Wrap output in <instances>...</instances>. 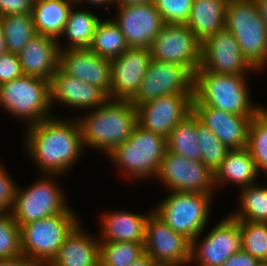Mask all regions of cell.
Listing matches in <instances>:
<instances>
[{
  "instance_id": "obj_23",
  "label": "cell",
  "mask_w": 267,
  "mask_h": 266,
  "mask_svg": "<svg viewBox=\"0 0 267 266\" xmlns=\"http://www.w3.org/2000/svg\"><path fill=\"white\" fill-rule=\"evenodd\" d=\"M92 236L79 222L47 266H100V239Z\"/></svg>"
},
{
  "instance_id": "obj_14",
  "label": "cell",
  "mask_w": 267,
  "mask_h": 266,
  "mask_svg": "<svg viewBox=\"0 0 267 266\" xmlns=\"http://www.w3.org/2000/svg\"><path fill=\"white\" fill-rule=\"evenodd\" d=\"M137 123L167 138L173 128L193 112V94H167L136 106Z\"/></svg>"
},
{
  "instance_id": "obj_41",
  "label": "cell",
  "mask_w": 267,
  "mask_h": 266,
  "mask_svg": "<svg viewBox=\"0 0 267 266\" xmlns=\"http://www.w3.org/2000/svg\"><path fill=\"white\" fill-rule=\"evenodd\" d=\"M33 0H0V17L31 13Z\"/></svg>"
},
{
  "instance_id": "obj_25",
  "label": "cell",
  "mask_w": 267,
  "mask_h": 266,
  "mask_svg": "<svg viewBox=\"0 0 267 266\" xmlns=\"http://www.w3.org/2000/svg\"><path fill=\"white\" fill-rule=\"evenodd\" d=\"M258 175L260 174L255 161L247 148L231 149L214 173L215 188L233 182L241 190V188L255 184L256 178H259Z\"/></svg>"
},
{
  "instance_id": "obj_40",
  "label": "cell",
  "mask_w": 267,
  "mask_h": 266,
  "mask_svg": "<svg viewBox=\"0 0 267 266\" xmlns=\"http://www.w3.org/2000/svg\"><path fill=\"white\" fill-rule=\"evenodd\" d=\"M23 75L17 53L6 52L0 56V85Z\"/></svg>"
},
{
  "instance_id": "obj_44",
  "label": "cell",
  "mask_w": 267,
  "mask_h": 266,
  "mask_svg": "<svg viewBox=\"0 0 267 266\" xmlns=\"http://www.w3.org/2000/svg\"><path fill=\"white\" fill-rule=\"evenodd\" d=\"M74 2L76 5H78V7L81 4H84V2L92 4V6L95 5V6L102 7V5L103 6L105 5L104 7H106V10H107V9H110L111 5L114 6L115 0H74Z\"/></svg>"
},
{
  "instance_id": "obj_43",
  "label": "cell",
  "mask_w": 267,
  "mask_h": 266,
  "mask_svg": "<svg viewBox=\"0 0 267 266\" xmlns=\"http://www.w3.org/2000/svg\"><path fill=\"white\" fill-rule=\"evenodd\" d=\"M0 266H39L35 261L21 254L17 257L0 259Z\"/></svg>"
},
{
  "instance_id": "obj_11",
  "label": "cell",
  "mask_w": 267,
  "mask_h": 266,
  "mask_svg": "<svg viewBox=\"0 0 267 266\" xmlns=\"http://www.w3.org/2000/svg\"><path fill=\"white\" fill-rule=\"evenodd\" d=\"M149 50L153 60L181 64L193 75L200 66L201 42L186 24L165 23Z\"/></svg>"
},
{
  "instance_id": "obj_18",
  "label": "cell",
  "mask_w": 267,
  "mask_h": 266,
  "mask_svg": "<svg viewBox=\"0 0 267 266\" xmlns=\"http://www.w3.org/2000/svg\"><path fill=\"white\" fill-rule=\"evenodd\" d=\"M152 60L147 48H128L112 59L110 99L132 100Z\"/></svg>"
},
{
  "instance_id": "obj_5",
  "label": "cell",
  "mask_w": 267,
  "mask_h": 266,
  "mask_svg": "<svg viewBox=\"0 0 267 266\" xmlns=\"http://www.w3.org/2000/svg\"><path fill=\"white\" fill-rule=\"evenodd\" d=\"M225 28L235 37L243 57L258 71L267 67V27L255 0H228Z\"/></svg>"
},
{
  "instance_id": "obj_26",
  "label": "cell",
  "mask_w": 267,
  "mask_h": 266,
  "mask_svg": "<svg viewBox=\"0 0 267 266\" xmlns=\"http://www.w3.org/2000/svg\"><path fill=\"white\" fill-rule=\"evenodd\" d=\"M228 0H193L186 25L202 43L225 28Z\"/></svg>"
},
{
  "instance_id": "obj_30",
  "label": "cell",
  "mask_w": 267,
  "mask_h": 266,
  "mask_svg": "<svg viewBox=\"0 0 267 266\" xmlns=\"http://www.w3.org/2000/svg\"><path fill=\"white\" fill-rule=\"evenodd\" d=\"M241 189L240 207L230 215L236 220L267 223V186L255 183Z\"/></svg>"
},
{
  "instance_id": "obj_34",
  "label": "cell",
  "mask_w": 267,
  "mask_h": 266,
  "mask_svg": "<svg viewBox=\"0 0 267 266\" xmlns=\"http://www.w3.org/2000/svg\"><path fill=\"white\" fill-rule=\"evenodd\" d=\"M144 253V243L100 242V266H128Z\"/></svg>"
},
{
  "instance_id": "obj_13",
  "label": "cell",
  "mask_w": 267,
  "mask_h": 266,
  "mask_svg": "<svg viewBox=\"0 0 267 266\" xmlns=\"http://www.w3.org/2000/svg\"><path fill=\"white\" fill-rule=\"evenodd\" d=\"M194 75L183 65L152 60L136 96L134 106L167 94H193Z\"/></svg>"
},
{
  "instance_id": "obj_33",
  "label": "cell",
  "mask_w": 267,
  "mask_h": 266,
  "mask_svg": "<svg viewBox=\"0 0 267 266\" xmlns=\"http://www.w3.org/2000/svg\"><path fill=\"white\" fill-rule=\"evenodd\" d=\"M247 149L256 167L267 177V108L264 107L249 125Z\"/></svg>"
},
{
  "instance_id": "obj_42",
  "label": "cell",
  "mask_w": 267,
  "mask_h": 266,
  "mask_svg": "<svg viewBox=\"0 0 267 266\" xmlns=\"http://www.w3.org/2000/svg\"><path fill=\"white\" fill-rule=\"evenodd\" d=\"M262 264L259 259L241 249L231 255L221 266H261Z\"/></svg>"
},
{
  "instance_id": "obj_15",
  "label": "cell",
  "mask_w": 267,
  "mask_h": 266,
  "mask_svg": "<svg viewBox=\"0 0 267 266\" xmlns=\"http://www.w3.org/2000/svg\"><path fill=\"white\" fill-rule=\"evenodd\" d=\"M255 70L243 57L234 35L226 28L201 43V60L197 71L216 74L247 75Z\"/></svg>"
},
{
  "instance_id": "obj_27",
  "label": "cell",
  "mask_w": 267,
  "mask_h": 266,
  "mask_svg": "<svg viewBox=\"0 0 267 266\" xmlns=\"http://www.w3.org/2000/svg\"><path fill=\"white\" fill-rule=\"evenodd\" d=\"M74 4V0L33 1L31 15L37 34L53 37L59 42Z\"/></svg>"
},
{
  "instance_id": "obj_21",
  "label": "cell",
  "mask_w": 267,
  "mask_h": 266,
  "mask_svg": "<svg viewBox=\"0 0 267 266\" xmlns=\"http://www.w3.org/2000/svg\"><path fill=\"white\" fill-rule=\"evenodd\" d=\"M193 112L230 150L247 148L249 125L255 116L235 115L206 105H193Z\"/></svg>"
},
{
  "instance_id": "obj_32",
  "label": "cell",
  "mask_w": 267,
  "mask_h": 266,
  "mask_svg": "<svg viewBox=\"0 0 267 266\" xmlns=\"http://www.w3.org/2000/svg\"><path fill=\"white\" fill-rule=\"evenodd\" d=\"M7 52L18 53L37 35L31 13L0 17Z\"/></svg>"
},
{
  "instance_id": "obj_17",
  "label": "cell",
  "mask_w": 267,
  "mask_h": 266,
  "mask_svg": "<svg viewBox=\"0 0 267 266\" xmlns=\"http://www.w3.org/2000/svg\"><path fill=\"white\" fill-rule=\"evenodd\" d=\"M144 248L154 261L190 264L191 241L173 231L154 211L146 223Z\"/></svg>"
},
{
  "instance_id": "obj_35",
  "label": "cell",
  "mask_w": 267,
  "mask_h": 266,
  "mask_svg": "<svg viewBox=\"0 0 267 266\" xmlns=\"http://www.w3.org/2000/svg\"><path fill=\"white\" fill-rule=\"evenodd\" d=\"M198 144L202 149V162L215 173L230 149L225 146L196 116Z\"/></svg>"
},
{
  "instance_id": "obj_36",
  "label": "cell",
  "mask_w": 267,
  "mask_h": 266,
  "mask_svg": "<svg viewBox=\"0 0 267 266\" xmlns=\"http://www.w3.org/2000/svg\"><path fill=\"white\" fill-rule=\"evenodd\" d=\"M242 250L267 263V223L238 220Z\"/></svg>"
},
{
  "instance_id": "obj_46",
  "label": "cell",
  "mask_w": 267,
  "mask_h": 266,
  "mask_svg": "<svg viewBox=\"0 0 267 266\" xmlns=\"http://www.w3.org/2000/svg\"><path fill=\"white\" fill-rule=\"evenodd\" d=\"M257 3L260 15L267 27V0H255Z\"/></svg>"
},
{
  "instance_id": "obj_28",
  "label": "cell",
  "mask_w": 267,
  "mask_h": 266,
  "mask_svg": "<svg viewBox=\"0 0 267 266\" xmlns=\"http://www.w3.org/2000/svg\"><path fill=\"white\" fill-rule=\"evenodd\" d=\"M76 9V4L72 5L65 28L60 38H66L68 43L60 44V50L66 49H89L95 34V29L98 22L101 20L92 11ZM66 36V37H65Z\"/></svg>"
},
{
  "instance_id": "obj_10",
  "label": "cell",
  "mask_w": 267,
  "mask_h": 266,
  "mask_svg": "<svg viewBox=\"0 0 267 266\" xmlns=\"http://www.w3.org/2000/svg\"><path fill=\"white\" fill-rule=\"evenodd\" d=\"M156 179L169 191L214 195V173L203 162L166 150Z\"/></svg>"
},
{
  "instance_id": "obj_2",
  "label": "cell",
  "mask_w": 267,
  "mask_h": 266,
  "mask_svg": "<svg viewBox=\"0 0 267 266\" xmlns=\"http://www.w3.org/2000/svg\"><path fill=\"white\" fill-rule=\"evenodd\" d=\"M86 113L77 117L83 147L101 150L106 156L125 142L138 125L136 106L131 100L108 99Z\"/></svg>"
},
{
  "instance_id": "obj_6",
  "label": "cell",
  "mask_w": 267,
  "mask_h": 266,
  "mask_svg": "<svg viewBox=\"0 0 267 266\" xmlns=\"http://www.w3.org/2000/svg\"><path fill=\"white\" fill-rule=\"evenodd\" d=\"M72 207L40 220L22 224L21 247L26 257L39 266H47L57 255L65 237L80 222Z\"/></svg>"
},
{
  "instance_id": "obj_3",
  "label": "cell",
  "mask_w": 267,
  "mask_h": 266,
  "mask_svg": "<svg viewBox=\"0 0 267 266\" xmlns=\"http://www.w3.org/2000/svg\"><path fill=\"white\" fill-rule=\"evenodd\" d=\"M246 77L196 71L193 105H206L240 116H256L265 106L252 102Z\"/></svg>"
},
{
  "instance_id": "obj_45",
  "label": "cell",
  "mask_w": 267,
  "mask_h": 266,
  "mask_svg": "<svg viewBox=\"0 0 267 266\" xmlns=\"http://www.w3.org/2000/svg\"><path fill=\"white\" fill-rule=\"evenodd\" d=\"M153 263L154 260L147 253H144L128 266H153Z\"/></svg>"
},
{
  "instance_id": "obj_22",
  "label": "cell",
  "mask_w": 267,
  "mask_h": 266,
  "mask_svg": "<svg viewBox=\"0 0 267 266\" xmlns=\"http://www.w3.org/2000/svg\"><path fill=\"white\" fill-rule=\"evenodd\" d=\"M59 52L57 39L37 34L17 53L23 74L50 82L59 68Z\"/></svg>"
},
{
  "instance_id": "obj_48",
  "label": "cell",
  "mask_w": 267,
  "mask_h": 266,
  "mask_svg": "<svg viewBox=\"0 0 267 266\" xmlns=\"http://www.w3.org/2000/svg\"><path fill=\"white\" fill-rule=\"evenodd\" d=\"M7 52L2 24L0 21V56Z\"/></svg>"
},
{
  "instance_id": "obj_29",
  "label": "cell",
  "mask_w": 267,
  "mask_h": 266,
  "mask_svg": "<svg viewBox=\"0 0 267 266\" xmlns=\"http://www.w3.org/2000/svg\"><path fill=\"white\" fill-rule=\"evenodd\" d=\"M167 150L191 160L202 162V149L196 133V115L189 114L166 138Z\"/></svg>"
},
{
  "instance_id": "obj_9",
  "label": "cell",
  "mask_w": 267,
  "mask_h": 266,
  "mask_svg": "<svg viewBox=\"0 0 267 266\" xmlns=\"http://www.w3.org/2000/svg\"><path fill=\"white\" fill-rule=\"evenodd\" d=\"M58 176L44 174L25 189L18 186L11 215L19 226L62 213L69 207L66 193L56 183Z\"/></svg>"
},
{
  "instance_id": "obj_16",
  "label": "cell",
  "mask_w": 267,
  "mask_h": 266,
  "mask_svg": "<svg viewBox=\"0 0 267 266\" xmlns=\"http://www.w3.org/2000/svg\"><path fill=\"white\" fill-rule=\"evenodd\" d=\"M115 7L117 17L111 18L119 26L127 46L149 49L165 24L154 3Z\"/></svg>"
},
{
  "instance_id": "obj_1",
  "label": "cell",
  "mask_w": 267,
  "mask_h": 266,
  "mask_svg": "<svg viewBox=\"0 0 267 266\" xmlns=\"http://www.w3.org/2000/svg\"><path fill=\"white\" fill-rule=\"evenodd\" d=\"M75 118L51 116L26 128L24 148L42 174L63 176L84 155L81 128Z\"/></svg>"
},
{
  "instance_id": "obj_7",
  "label": "cell",
  "mask_w": 267,
  "mask_h": 266,
  "mask_svg": "<svg viewBox=\"0 0 267 266\" xmlns=\"http://www.w3.org/2000/svg\"><path fill=\"white\" fill-rule=\"evenodd\" d=\"M0 107L10 116L25 120V127L49 118L53 116L50 82L24 74L5 82L0 85Z\"/></svg>"
},
{
  "instance_id": "obj_24",
  "label": "cell",
  "mask_w": 267,
  "mask_h": 266,
  "mask_svg": "<svg viewBox=\"0 0 267 266\" xmlns=\"http://www.w3.org/2000/svg\"><path fill=\"white\" fill-rule=\"evenodd\" d=\"M146 215L118 210L104 212L100 221V242H145L146 223L150 214ZM101 237V238H100Z\"/></svg>"
},
{
  "instance_id": "obj_19",
  "label": "cell",
  "mask_w": 267,
  "mask_h": 266,
  "mask_svg": "<svg viewBox=\"0 0 267 266\" xmlns=\"http://www.w3.org/2000/svg\"><path fill=\"white\" fill-rule=\"evenodd\" d=\"M59 68L66 74L103 90L110 99V59L100 57L90 49L60 50Z\"/></svg>"
},
{
  "instance_id": "obj_38",
  "label": "cell",
  "mask_w": 267,
  "mask_h": 266,
  "mask_svg": "<svg viewBox=\"0 0 267 266\" xmlns=\"http://www.w3.org/2000/svg\"><path fill=\"white\" fill-rule=\"evenodd\" d=\"M164 23L186 24L189 19L193 0H153Z\"/></svg>"
},
{
  "instance_id": "obj_31",
  "label": "cell",
  "mask_w": 267,
  "mask_h": 266,
  "mask_svg": "<svg viewBox=\"0 0 267 266\" xmlns=\"http://www.w3.org/2000/svg\"><path fill=\"white\" fill-rule=\"evenodd\" d=\"M100 20L96 26L90 50L107 59L120 56L129 47L119 26L112 18Z\"/></svg>"
},
{
  "instance_id": "obj_20",
  "label": "cell",
  "mask_w": 267,
  "mask_h": 266,
  "mask_svg": "<svg viewBox=\"0 0 267 266\" xmlns=\"http://www.w3.org/2000/svg\"><path fill=\"white\" fill-rule=\"evenodd\" d=\"M50 99L52 109L55 104L62 103L87 111L103 105L109 96L98 87L72 77L58 68L50 80Z\"/></svg>"
},
{
  "instance_id": "obj_39",
  "label": "cell",
  "mask_w": 267,
  "mask_h": 266,
  "mask_svg": "<svg viewBox=\"0 0 267 266\" xmlns=\"http://www.w3.org/2000/svg\"><path fill=\"white\" fill-rule=\"evenodd\" d=\"M0 162V214H11L18 185Z\"/></svg>"
},
{
  "instance_id": "obj_47",
  "label": "cell",
  "mask_w": 267,
  "mask_h": 266,
  "mask_svg": "<svg viewBox=\"0 0 267 266\" xmlns=\"http://www.w3.org/2000/svg\"><path fill=\"white\" fill-rule=\"evenodd\" d=\"M148 2H153V0H115V6H129L135 4H144Z\"/></svg>"
},
{
  "instance_id": "obj_37",
  "label": "cell",
  "mask_w": 267,
  "mask_h": 266,
  "mask_svg": "<svg viewBox=\"0 0 267 266\" xmlns=\"http://www.w3.org/2000/svg\"><path fill=\"white\" fill-rule=\"evenodd\" d=\"M22 253L20 226L11 214H0V259L17 257Z\"/></svg>"
},
{
  "instance_id": "obj_49",
  "label": "cell",
  "mask_w": 267,
  "mask_h": 266,
  "mask_svg": "<svg viewBox=\"0 0 267 266\" xmlns=\"http://www.w3.org/2000/svg\"><path fill=\"white\" fill-rule=\"evenodd\" d=\"M187 264L173 263V262H157L154 261L153 266H186Z\"/></svg>"
},
{
  "instance_id": "obj_12",
  "label": "cell",
  "mask_w": 267,
  "mask_h": 266,
  "mask_svg": "<svg viewBox=\"0 0 267 266\" xmlns=\"http://www.w3.org/2000/svg\"><path fill=\"white\" fill-rule=\"evenodd\" d=\"M202 234L191 241L190 264L195 262L196 266H221L242 249L239 223L231 215L223 218L201 239Z\"/></svg>"
},
{
  "instance_id": "obj_8",
  "label": "cell",
  "mask_w": 267,
  "mask_h": 266,
  "mask_svg": "<svg viewBox=\"0 0 267 266\" xmlns=\"http://www.w3.org/2000/svg\"><path fill=\"white\" fill-rule=\"evenodd\" d=\"M169 192L153 210L173 231L192 241L208 224L213 195Z\"/></svg>"
},
{
  "instance_id": "obj_4",
  "label": "cell",
  "mask_w": 267,
  "mask_h": 266,
  "mask_svg": "<svg viewBox=\"0 0 267 266\" xmlns=\"http://www.w3.org/2000/svg\"><path fill=\"white\" fill-rule=\"evenodd\" d=\"M167 150L166 137L137 125L132 135L108 155L126 180L156 178Z\"/></svg>"
}]
</instances>
